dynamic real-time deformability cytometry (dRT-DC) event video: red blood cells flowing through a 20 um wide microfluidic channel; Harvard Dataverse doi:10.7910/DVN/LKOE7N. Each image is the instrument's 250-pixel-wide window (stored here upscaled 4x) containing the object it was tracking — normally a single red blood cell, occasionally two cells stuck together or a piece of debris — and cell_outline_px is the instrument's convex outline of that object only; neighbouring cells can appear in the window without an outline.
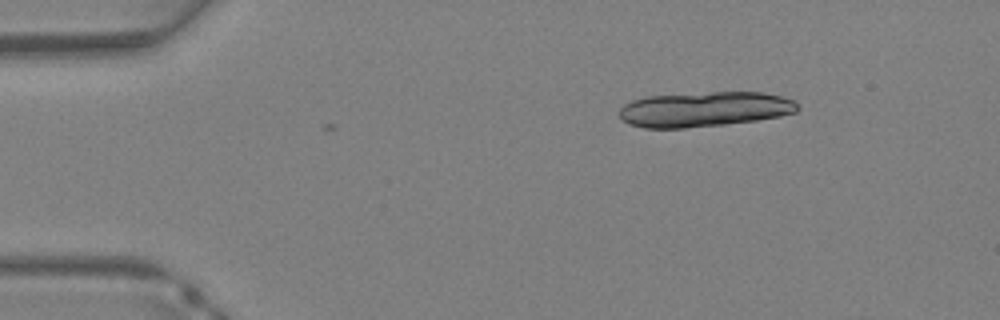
{"species": "Egyptian fruit bat (a non-hibernating species)", "species_latin": "Rousettus aegyptiacus", "temperature_condition": "warm", "stored_images_in_passage": 7, "camera_frame_rate_fps": 3000, "um_per_image_px": 0.085, "animal": {"sex": "female"}, "frame": {"image": 1, "passage_image": 1, "time_ms": 0.0, "image_size_px": [1000, 320], "cell_outline_px": [[800, 108], [796, 112], [780, 116], [756, 120], [724, 124], [684, 128], [644, 128], [628, 124], [616, 112], [624, 104], [632, 100], [648, 96], [712, 92], [764, 92], [796, 100]], "centroid_in_image_um": [59.88, 9.28], "position_along_channel_um": 25.1, "area_um2": 36.53}}